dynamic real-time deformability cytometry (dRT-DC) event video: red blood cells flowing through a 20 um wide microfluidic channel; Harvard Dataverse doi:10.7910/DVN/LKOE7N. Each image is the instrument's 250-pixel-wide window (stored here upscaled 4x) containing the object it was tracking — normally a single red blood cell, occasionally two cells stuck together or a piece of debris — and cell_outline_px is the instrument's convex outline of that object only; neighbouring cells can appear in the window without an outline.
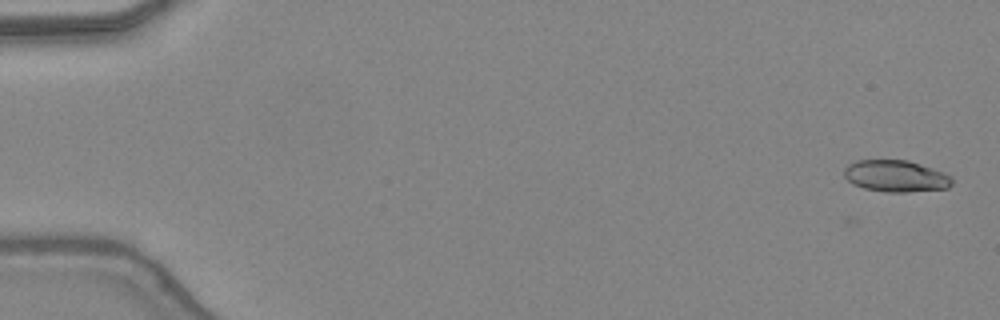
{"species": "common noctule bat (a hibernating species)", "species_latin": "Nyctalus noctula", "temperature_condition": "warm", "stored_images_in_passage": 2, "camera_frame_rate_fps": 3000, "um_per_image_px": 0.085, "animal": {"sex": "female", "body_mass_g": 24.6, "forearm_length_mm": 56.2}, "frame": {"image": 1, "passage_image": 2, "time_ms": 0.333, "image_size_px": [1000, 320], "cell_outline_px": [[952, 184], [948, 188], [908, 192], [888, 192], [864, 188], [852, 184], [844, 176], [844, 168], [848, 164], [856, 160], [908, 160], [944, 172], [952, 176]], "centroid_in_image_um": [76.14, 14.96], "position_along_channel_um": 8.9, "area_um2": 20.0}}